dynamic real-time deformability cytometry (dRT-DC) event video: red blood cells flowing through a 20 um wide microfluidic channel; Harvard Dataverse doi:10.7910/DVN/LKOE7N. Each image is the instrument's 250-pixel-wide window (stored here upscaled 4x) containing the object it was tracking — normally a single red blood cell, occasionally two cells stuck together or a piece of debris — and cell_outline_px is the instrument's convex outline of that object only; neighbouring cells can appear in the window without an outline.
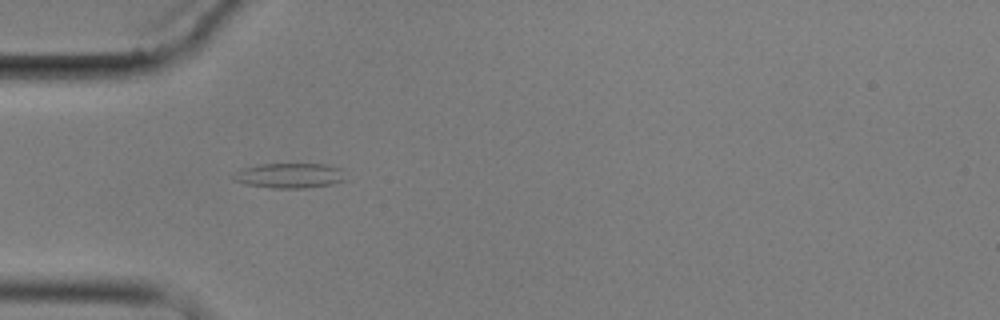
{"species": "common noctule bat (a hibernating species)", "species_latin": "Nyctalus noctula", "temperature_condition": "cold", "stored_images_in_passage": 2, "camera_frame_rate_fps": 3000, "um_per_image_px": 0.085, "animal": {"sex": "male", "body_mass_g": 17.9}, "frame": {"image": 1, "passage_image": 1, "time_ms": 0.0, "image_size_px": [1000, 320], "cell_outline_px": [[344, 180], [332, 184], [304, 188], [272, 188], [244, 184], [232, 180], [232, 176], [240, 168], [260, 164], [324, 164], [340, 168]], "centroid_in_image_um": [24.53, 14.92], "position_along_channel_um": 60.5, "area_um2": 16.3}}
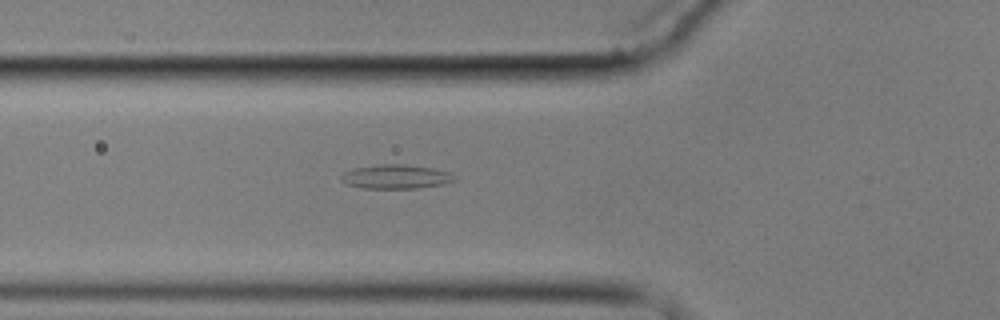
{"frame": {"image": 2, "passage_image": 2, "time_ms": 1.0, "image_size_px": [1000, 320], "cell_outline_px": [[456, 180], [444, 184], [420, 188], [360, 188], [348, 184], [340, 180], [340, 176], [344, 172], [352, 168], [380, 164], [404, 164], [432, 168], [448, 172], [456, 176]], "centroid_in_image_um": [33.64, 15.02], "position_along_channel_um": 92.2, "area_um2": 16.01}}